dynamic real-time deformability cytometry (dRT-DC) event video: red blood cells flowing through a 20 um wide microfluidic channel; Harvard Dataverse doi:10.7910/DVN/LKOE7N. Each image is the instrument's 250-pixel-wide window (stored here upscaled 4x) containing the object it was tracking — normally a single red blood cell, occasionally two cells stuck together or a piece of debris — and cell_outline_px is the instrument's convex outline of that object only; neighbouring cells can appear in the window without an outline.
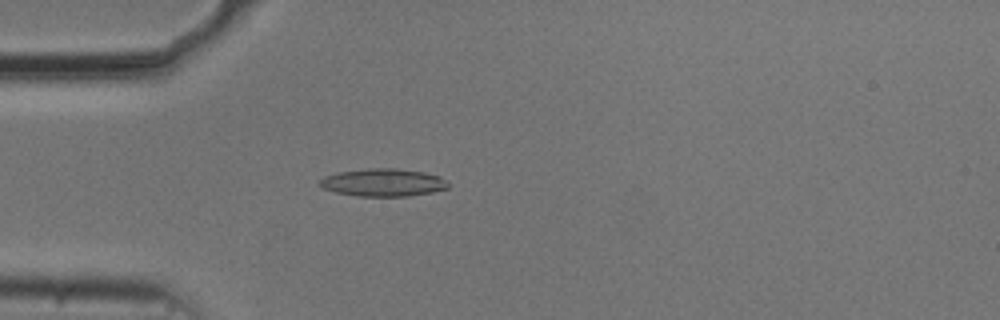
{"species": "common noctule bat (a hibernating species)", "species_latin": "Nyctalus noctula", "temperature_condition": "cold", "stored_images_in_passage": 46, "camera_frame_rate_fps": 3000, "um_per_image_px": 0.085, "animal": {"sex": "male", "body_mass_g": 20.5, "forearm_length_mm": 52.5}, "frame": {"image": 1, "passage_image": 7, "time_ms": 2.0, "image_size_px": [1000, 320], "cell_outline_px": [[448, 188], [432, 192], [408, 196], [356, 196], [336, 192], [324, 188], [316, 184], [324, 176], [336, 172], [368, 168], [396, 168], [424, 172], [440, 176], [448, 184]], "centroid_in_image_um": [32.53, 15.5], "position_along_channel_um": 52.5, "area_um2": 20.81}}
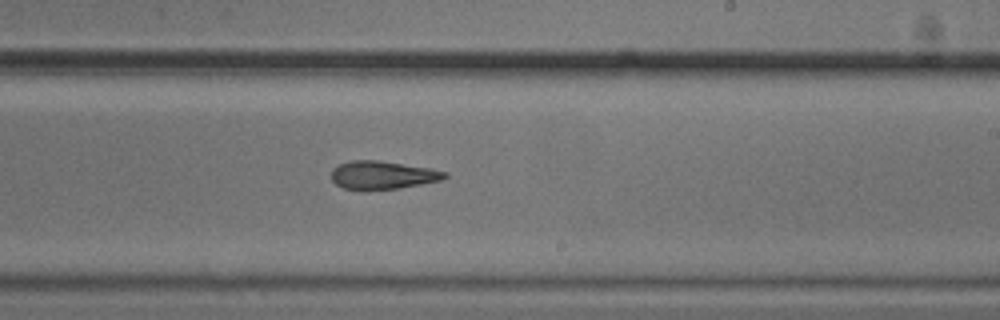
{"frame": {"image": 2, "passage_image": 24, "time_ms": 7.667, "image_size_px": [1000, 320], "cell_outline_px": [[448, 176], [440, 180], [400, 188], [344, 188], [336, 184], [332, 180], [332, 168], [340, 164], [352, 160], [380, 160], [432, 168], [448, 172]], "centroid_in_image_um": [32.56, 14.84], "position_along_channel_um": 256.4, "area_um2": 18.26}}
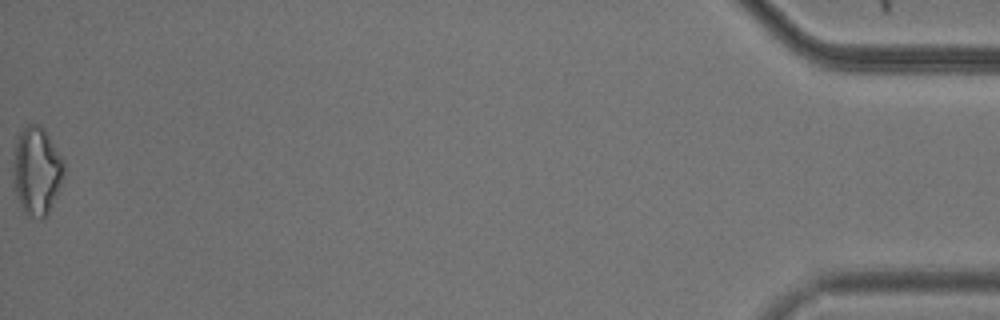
{"frame": {"image": 3, "passage_image": 46, "time_ms": 15.0, "image_size_px": [1000, 320], "cell_outline_px": [[64, 172], [60, 184], [48, 212], [40, 220], [24, 212], [16, 196], [12, 164], [16, 144], [20, 132], [28, 124], [40, 124], [44, 128], [64, 160]], "centroid_in_image_um": [3.11, 14.49], "position_along_channel_um": 432.1, "area_um2": 25.72}, "authors_computed_cell_mechanics": {"area_um2": 19.5653, "velocity_mm_per_s": 3.7442, "shape_relaxation_time_tau1_ms": 3.6764, "shape_relaxation_time_tau2_ms": 4.9907, "deformation_change_tau1": 0.1175, "deformation_change_tau2": 0.1556}}